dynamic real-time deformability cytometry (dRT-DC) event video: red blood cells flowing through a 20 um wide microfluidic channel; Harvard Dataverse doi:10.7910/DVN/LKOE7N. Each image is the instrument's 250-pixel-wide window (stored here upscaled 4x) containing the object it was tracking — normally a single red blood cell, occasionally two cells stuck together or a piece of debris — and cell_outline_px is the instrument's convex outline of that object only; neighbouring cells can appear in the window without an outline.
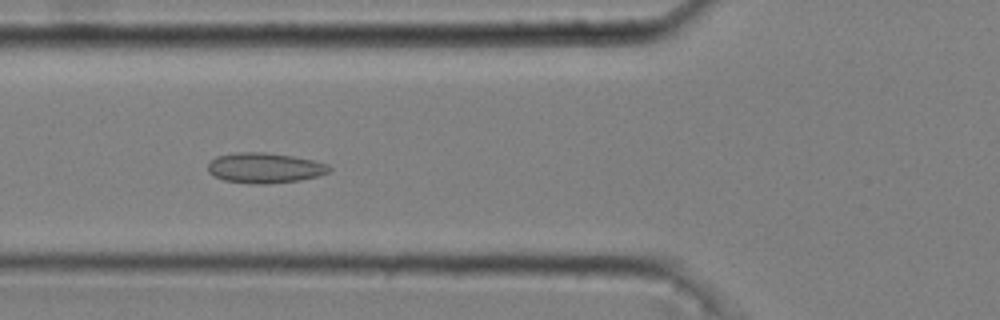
{"species": "common noctule bat (a hibernating species)", "species_latin": "Nyctalus noctula", "temperature_condition": "cold", "stored_images_in_passage": 53, "camera_frame_rate_fps": 3000, "um_per_image_px": 0.085, "animal": {"sex": "male", "body_mass_g": 20.4}, "frame": {"image": 1, "passage_image": 20, "time_ms": 6.333, "image_size_px": [1000, 320], "cell_outline_px": [[332, 168], [328, 172], [316, 176], [300, 180], [268, 184], [248, 184], [224, 180], [208, 172], [208, 164], [216, 156], [236, 152], [264, 152], [292, 156], [312, 160], [328, 164]], "centroid_in_image_um": [22.48, 14.27], "position_along_channel_um": 103.3, "area_um2": 21.39}}
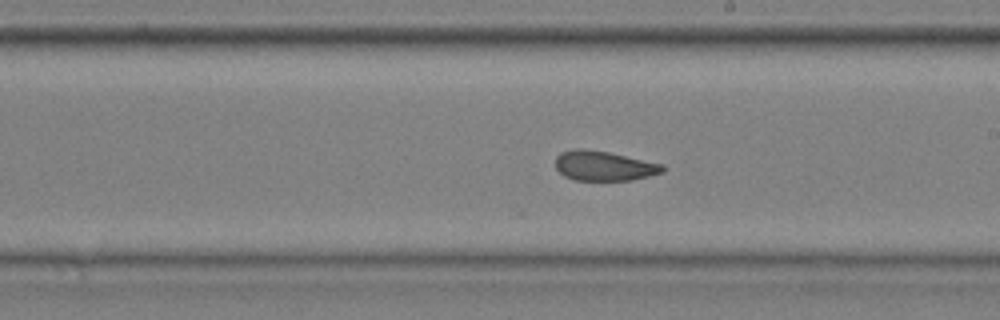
{"frame": {"image": 2, "passage_image": 31, "time_ms": 10.0, "image_size_px": [1000, 320], "cell_outline_px": [[664, 172], [632, 180], [572, 180], [564, 176], [556, 168], [556, 156], [560, 152], [576, 148], [580, 148], [608, 152], [664, 164]], "centroid_in_image_um": [51.32, 14.1], "position_along_channel_um": 237.7, "area_um2": 18.61}}
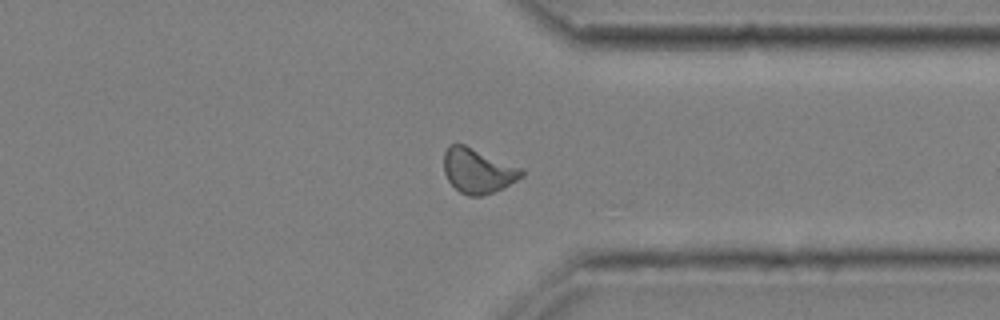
{"frame": {"image": 3, "passage_image": 42, "time_ms": 13.667, "image_size_px": [1000, 320], "cell_outline_px": [[524, 176], [504, 188], [480, 196], [468, 196], [460, 192], [448, 180], [444, 172], [444, 152], [448, 144], [464, 144], [524, 168]], "centroid_in_image_um": [40.64, 14.5], "position_along_channel_um": 370.8, "area_um2": 20.46}}